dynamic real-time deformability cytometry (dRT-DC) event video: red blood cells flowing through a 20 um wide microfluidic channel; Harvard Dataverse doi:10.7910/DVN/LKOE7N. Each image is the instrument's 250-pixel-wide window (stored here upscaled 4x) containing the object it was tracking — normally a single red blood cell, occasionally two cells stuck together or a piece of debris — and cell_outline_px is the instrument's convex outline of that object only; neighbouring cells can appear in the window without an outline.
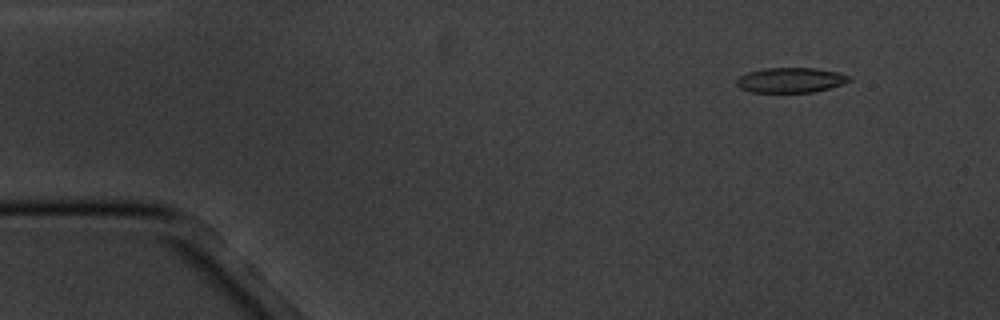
{"species": "common noctule bat (a hibernating species)", "species_latin": "Nyctalus noctula", "temperature_condition": "cold", "stored_images_in_passage": 4, "camera_frame_rate_fps": 3000, "um_per_image_px": 0.085, "animal": {"sex": "male", "body_mass_g": 20.1, "forearm_length_mm": 53.5}, "frame": {"image": 1, "passage_image": 2, "time_ms": 1.0, "image_size_px": [1000, 320], "cell_outline_px": [[852, 80], [844, 84], [812, 92], [752, 92], [740, 88], [736, 84], [736, 80], [740, 76], [748, 72], [764, 68], [816, 68], [836, 72], [852, 76]], "centroid_in_image_um": [67.22, 6.8], "position_along_channel_um": 17.8, "area_um2": 16.42}}
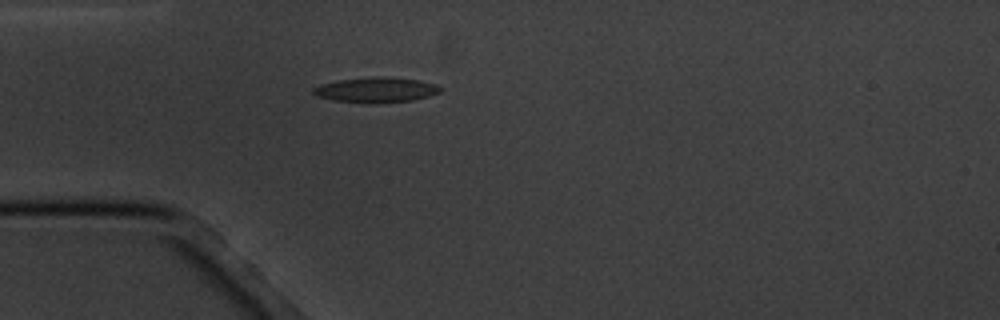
{"frame": {"image": 2, "passage_image": 4, "time_ms": 4.333, "image_size_px": [1000, 320], "cell_outline_px": [[444, 88], [440, 92], [428, 96], [412, 100], [380, 104], [376, 104], [332, 100], [316, 96], [312, 92], [312, 88], [320, 84], [336, 80], [372, 76], [384, 76], [420, 80], [436, 84]], "centroid_in_image_um": [31.96, 7.63], "position_along_channel_um": 53.0, "area_um2": 19.07}}